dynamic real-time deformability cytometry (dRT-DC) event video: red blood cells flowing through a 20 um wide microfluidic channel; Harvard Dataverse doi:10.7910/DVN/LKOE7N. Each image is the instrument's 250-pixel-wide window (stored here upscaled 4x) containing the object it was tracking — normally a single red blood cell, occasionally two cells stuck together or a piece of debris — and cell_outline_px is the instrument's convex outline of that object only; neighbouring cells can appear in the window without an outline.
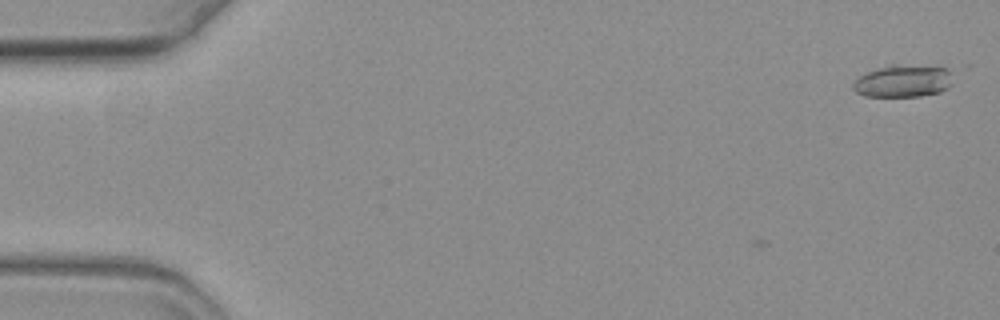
{"species": "common noctule bat (a hibernating species)", "species_latin": "Nyctalus noctula", "temperature_condition": "warm", "stored_images_in_passage": 4, "camera_frame_rate_fps": 3000, "um_per_image_px": 0.085, "animal": {"sex": "female", "body_mass_g": 19.3, "forearm_length_mm": 54.1}, "frame": {"image": 1, "passage_image": 1, "time_ms": 0.0, "image_size_px": [1000, 320], "cell_outline_px": [[952, 84], [948, 88], [940, 92], [920, 96], [864, 96], [856, 92], [852, 88], [852, 84], [860, 76], [868, 72], [888, 64], [940, 64], [948, 68]], "centroid_in_image_um": [76.82, 6.85], "position_along_channel_um": 8.2, "area_um2": 19.36}}